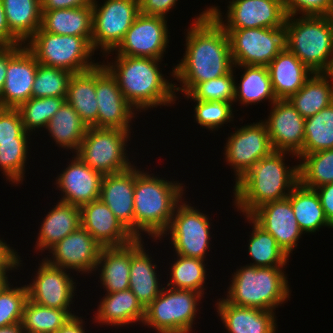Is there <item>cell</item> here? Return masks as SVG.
Wrapping results in <instances>:
<instances>
[{
	"label": "cell",
	"mask_w": 333,
	"mask_h": 333,
	"mask_svg": "<svg viewBox=\"0 0 333 333\" xmlns=\"http://www.w3.org/2000/svg\"><path fill=\"white\" fill-rule=\"evenodd\" d=\"M93 0H41V10L68 9L89 6Z\"/></svg>",
	"instance_id": "53"
},
{
	"label": "cell",
	"mask_w": 333,
	"mask_h": 333,
	"mask_svg": "<svg viewBox=\"0 0 333 333\" xmlns=\"http://www.w3.org/2000/svg\"><path fill=\"white\" fill-rule=\"evenodd\" d=\"M71 75L68 70L39 63L32 87V97H66Z\"/></svg>",
	"instance_id": "45"
},
{
	"label": "cell",
	"mask_w": 333,
	"mask_h": 333,
	"mask_svg": "<svg viewBox=\"0 0 333 333\" xmlns=\"http://www.w3.org/2000/svg\"><path fill=\"white\" fill-rule=\"evenodd\" d=\"M327 16L330 17L333 20V0H330L329 13H328Z\"/></svg>",
	"instance_id": "61"
},
{
	"label": "cell",
	"mask_w": 333,
	"mask_h": 333,
	"mask_svg": "<svg viewBox=\"0 0 333 333\" xmlns=\"http://www.w3.org/2000/svg\"><path fill=\"white\" fill-rule=\"evenodd\" d=\"M216 302L217 314L228 333H276L275 311L240 307L224 298Z\"/></svg>",
	"instance_id": "26"
},
{
	"label": "cell",
	"mask_w": 333,
	"mask_h": 333,
	"mask_svg": "<svg viewBox=\"0 0 333 333\" xmlns=\"http://www.w3.org/2000/svg\"><path fill=\"white\" fill-rule=\"evenodd\" d=\"M299 182L311 189L333 183V149L297 154Z\"/></svg>",
	"instance_id": "40"
},
{
	"label": "cell",
	"mask_w": 333,
	"mask_h": 333,
	"mask_svg": "<svg viewBox=\"0 0 333 333\" xmlns=\"http://www.w3.org/2000/svg\"><path fill=\"white\" fill-rule=\"evenodd\" d=\"M166 288L164 286L161 293L145 308L142 325L152 327L158 333L191 332L203 294L193 290Z\"/></svg>",
	"instance_id": "8"
},
{
	"label": "cell",
	"mask_w": 333,
	"mask_h": 333,
	"mask_svg": "<svg viewBox=\"0 0 333 333\" xmlns=\"http://www.w3.org/2000/svg\"><path fill=\"white\" fill-rule=\"evenodd\" d=\"M70 161L56 177L55 184L63 193L60 202L81 208L99 199L103 175L91 169L77 155L73 154Z\"/></svg>",
	"instance_id": "21"
},
{
	"label": "cell",
	"mask_w": 333,
	"mask_h": 333,
	"mask_svg": "<svg viewBox=\"0 0 333 333\" xmlns=\"http://www.w3.org/2000/svg\"><path fill=\"white\" fill-rule=\"evenodd\" d=\"M179 181H168L141 171L135 166L134 237L142 233L158 240L167 230L176 206L183 201L184 188Z\"/></svg>",
	"instance_id": "4"
},
{
	"label": "cell",
	"mask_w": 333,
	"mask_h": 333,
	"mask_svg": "<svg viewBox=\"0 0 333 333\" xmlns=\"http://www.w3.org/2000/svg\"><path fill=\"white\" fill-rule=\"evenodd\" d=\"M232 69L228 74L213 78L206 82L198 83L188 94H184L188 99L200 101H223L234 102L235 97V77Z\"/></svg>",
	"instance_id": "46"
},
{
	"label": "cell",
	"mask_w": 333,
	"mask_h": 333,
	"mask_svg": "<svg viewBox=\"0 0 333 333\" xmlns=\"http://www.w3.org/2000/svg\"><path fill=\"white\" fill-rule=\"evenodd\" d=\"M187 29L185 53L172 74L188 94L198 83L228 74L234 67L228 34L214 17L197 16Z\"/></svg>",
	"instance_id": "1"
},
{
	"label": "cell",
	"mask_w": 333,
	"mask_h": 333,
	"mask_svg": "<svg viewBox=\"0 0 333 333\" xmlns=\"http://www.w3.org/2000/svg\"><path fill=\"white\" fill-rule=\"evenodd\" d=\"M144 239H135L131 242V264L129 276V289L139 302L146 308L162 291L160 275L157 274V265L152 263V257L146 253Z\"/></svg>",
	"instance_id": "25"
},
{
	"label": "cell",
	"mask_w": 333,
	"mask_h": 333,
	"mask_svg": "<svg viewBox=\"0 0 333 333\" xmlns=\"http://www.w3.org/2000/svg\"><path fill=\"white\" fill-rule=\"evenodd\" d=\"M66 97H31L17 109L20 112L24 130L31 133L46 128L50 119L65 102Z\"/></svg>",
	"instance_id": "43"
},
{
	"label": "cell",
	"mask_w": 333,
	"mask_h": 333,
	"mask_svg": "<svg viewBox=\"0 0 333 333\" xmlns=\"http://www.w3.org/2000/svg\"><path fill=\"white\" fill-rule=\"evenodd\" d=\"M0 333H24L21 324H15L8 327L0 328Z\"/></svg>",
	"instance_id": "59"
},
{
	"label": "cell",
	"mask_w": 333,
	"mask_h": 333,
	"mask_svg": "<svg viewBox=\"0 0 333 333\" xmlns=\"http://www.w3.org/2000/svg\"><path fill=\"white\" fill-rule=\"evenodd\" d=\"M21 262H22V260H20V256L17 254V268H0V290L9 280L7 273H9V271H11V270L18 269L20 266H22Z\"/></svg>",
	"instance_id": "58"
},
{
	"label": "cell",
	"mask_w": 333,
	"mask_h": 333,
	"mask_svg": "<svg viewBox=\"0 0 333 333\" xmlns=\"http://www.w3.org/2000/svg\"><path fill=\"white\" fill-rule=\"evenodd\" d=\"M17 252L0 239V268H17Z\"/></svg>",
	"instance_id": "56"
},
{
	"label": "cell",
	"mask_w": 333,
	"mask_h": 333,
	"mask_svg": "<svg viewBox=\"0 0 333 333\" xmlns=\"http://www.w3.org/2000/svg\"><path fill=\"white\" fill-rule=\"evenodd\" d=\"M97 128L131 130L136 109L125 99L117 80L102 64L95 67ZM133 118V119H132Z\"/></svg>",
	"instance_id": "16"
},
{
	"label": "cell",
	"mask_w": 333,
	"mask_h": 333,
	"mask_svg": "<svg viewBox=\"0 0 333 333\" xmlns=\"http://www.w3.org/2000/svg\"><path fill=\"white\" fill-rule=\"evenodd\" d=\"M284 27L286 48L313 73H326L333 55V20L293 15Z\"/></svg>",
	"instance_id": "6"
},
{
	"label": "cell",
	"mask_w": 333,
	"mask_h": 333,
	"mask_svg": "<svg viewBox=\"0 0 333 333\" xmlns=\"http://www.w3.org/2000/svg\"><path fill=\"white\" fill-rule=\"evenodd\" d=\"M277 99H288L296 93L313 72L286 47L267 65Z\"/></svg>",
	"instance_id": "27"
},
{
	"label": "cell",
	"mask_w": 333,
	"mask_h": 333,
	"mask_svg": "<svg viewBox=\"0 0 333 333\" xmlns=\"http://www.w3.org/2000/svg\"><path fill=\"white\" fill-rule=\"evenodd\" d=\"M224 17L218 6H210L201 17H214L223 29L284 27L287 14L284 0H232L228 1Z\"/></svg>",
	"instance_id": "10"
},
{
	"label": "cell",
	"mask_w": 333,
	"mask_h": 333,
	"mask_svg": "<svg viewBox=\"0 0 333 333\" xmlns=\"http://www.w3.org/2000/svg\"><path fill=\"white\" fill-rule=\"evenodd\" d=\"M24 46V44L0 47V95L5 84L9 60Z\"/></svg>",
	"instance_id": "54"
},
{
	"label": "cell",
	"mask_w": 333,
	"mask_h": 333,
	"mask_svg": "<svg viewBox=\"0 0 333 333\" xmlns=\"http://www.w3.org/2000/svg\"><path fill=\"white\" fill-rule=\"evenodd\" d=\"M83 322V319L76 315L55 333H85Z\"/></svg>",
	"instance_id": "57"
},
{
	"label": "cell",
	"mask_w": 333,
	"mask_h": 333,
	"mask_svg": "<svg viewBox=\"0 0 333 333\" xmlns=\"http://www.w3.org/2000/svg\"><path fill=\"white\" fill-rule=\"evenodd\" d=\"M94 51L101 48L103 56H108L123 40L127 30L140 13L139 0H105L100 6L92 1Z\"/></svg>",
	"instance_id": "12"
},
{
	"label": "cell",
	"mask_w": 333,
	"mask_h": 333,
	"mask_svg": "<svg viewBox=\"0 0 333 333\" xmlns=\"http://www.w3.org/2000/svg\"><path fill=\"white\" fill-rule=\"evenodd\" d=\"M233 67L245 70L241 75L240 83H235L234 103L238 101L239 104L247 106L268 100L272 105L277 100L267 66L238 65Z\"/></svg>",
	"instance_id": "37"
},
{
	"label": "cell",
	"mask_w": 333,
	"mask_h": 333,
	"mask_svg": "<svg viewBox=\"0 0 333 333\" xmlns=\"http://www.w3.org/2000/svg\"><path fill=\"white\" fill-rule=\"evenodd\" d=\"M81 226L79 207L58 201L40 225L36 251L49 250Z\"/></svg>",
	"instance_id": "29"
},
{
	"label": "cell",
	"mask_w": 333,
	"mask_h": 333,
	"mask_svg": "<svg viewBox=\"0 0 333 333\" xmlns=\"http://www.w3.org/2000/svg\"><path fill=\"white\" fill-rule=\"evenodd\" d=\"M328 222L333 226V183L325 184L315 189Z\"/></svg>",
	"instance_id": "52"
},
{
	"label": "cell",
	"mask_w": 333,
	"mask_h": 333,
	"mask_svg": "<svg viewBox=\"0 0 333 333\" xmlns=\"http://www.w3.org/2000/svg\"><path fill=\"white\" fill-rule=\"evenodd\" d=\"M46 129L58 147L71 149V152L75 153L84 139L88 126L78 116L76 110L65 101L50 119Z\"/></svg>",
	"instance_id": "36"
},
{
	"label": "cell",
	"mask_w": 333,
	"mask_h": 333,
	"mask_svg": "<svg viewBox=\"0 0 333 333\" xmlns=\"http://www.w3.org/2000/svg\"><path fill=\"white\" fill-rule=\"evenodd\" d=\"M249 224H253L249 235L248 253L254 262L247 265L255 267L285 266L288 255L279 247L276 239L260 227L250 216H246Z\"/></svg>",
	"instance_id": "38"
},
{
	"label": "cell",
	"mask_w": 333,
	"mask_h": 333,
	"mask_svg": "<svg viewBox=\"0 0 333 333\" xmlns=\"http://www.w3.org/2000/svg\"><path fill=\"white\" fill-rule=\"evenodd\" d=\"M287 16H327L330 0H284Z\"/></svg>",
	"instance_id": "50"
},
{
	"label": "cell",
	"mask_w": 333,
	"mask_h": 333,
	"mask_svg": "<svg viewBox=\"0 0 333 333\" xmlns=\"http://www.w3.org/2000/svg\"><path fill=\"white\" fill-rule=\"evenodd\" d=\"M115 59L112 63L107 60L103 65L115 77L123 96L136 112L175 103L178 97L174 84L161 73L158 66L161 60L123 55H117Z\"/></svg>",
	"instance_id": "3"
},
{
	"label": "cell",
	"mask_w": 333,
	"mask_h": 333,
	"mask_svg": "<svg viewBox=\"0 0 333 333\" xmlns=\"http://www.w3.org/2000/svg\"><path fill=\"white\" fill-rule=\"evenodd\" d=\"M24 45L38 63L62 68L72 74L90 70L99 64L92 61V38L57 35L40 27Z\"/></svg>",
	"instance_id": "7"
},
{
	"label": "cell",
	"mask_w": 333,
	"mask_h": 333,
	"mask_svg": "<svg viewBox=\"0 0 333 333\" xmlns=\"http://www.w3.org/2000/svg\"><path fill=\"white\" fill-rule=\"evenodd\" d=\"M191 205L183 198V202L176 206L167 230L158 240L170 234V244L176 254L207 260L205 258L211 245L209 216Z\"/></svg>",
	"instance_id": "11"
},
{
	"label": "cell",
	"mask_w": 333,
	"mask_h": 333,
	"mask_svg": "<svg viewBox=\"0 0 333 333\" xmlns=\"http://www.w3.org/2000/svg\"><path fill=\"white\" fill-rule=\"evenodd\" d=\"M21 44L10 32L4 8L0 0V47H9Z\"/></svg>",
	"instance_id": "55"
},
{
	"label": "cell",
	"mask_w": 333,
	"mask_h": 333,
	"mask_svg": "<svg viewBox=\"0 0 333 333\" xmlns=\"http://www.w3.org/2000/svg\"><path fill=\"white\" fill-rule=\"evenodd\" d=\"M326 74L329 75L333 79V55H332V60H331L330 66L326 71Z\"/></svg>",
	"instance_id": "60"
},
{
	"label": "cell",
	"mask_w": 333,
	"mask_h": 333,
	"mask_svg": "<svg viewBox=\"0 0 333 333\" xmlns=\"http://www.w3.org/2000/svg\"><path fill=\"white\" fill-rule=\"evenodd\" d=\"M288 198L295 218L302 232L315 233L322 227L333 228L328 222L319 196L315 189L307 188L300 182L291 190Z\"/></svg>",
	"instance_id": "33"
},
{
	"label": "cell",
	"mask_w": 333,
	"mask_h": 333,
	"mask_svg": "<svg viewBox=\"0 0 333 333\" xmlns=\"http://www.w3.org/2000/svg\"><path fill=\"white\" fill-rule=\"evenodd\" d=\"M249 216L270 233L279 247L290 257L304 233L298 226L289 198L264 203Z\"/></svg>",
	"instance_id": "19"
},
{
	"label": "cell",
	"mask_w": 333,
	"mask_h": 333,
	"mask_svg": "<svg viewBox=\"0 0 333 333\" xmlns=\"http://www.w3.org/2000/svg\"><path fill=\"white\" fill-rule=\"evenodd\" d=\"M166 19L139 13L115 49V54L162 60L170 37Z\"/></svg>",
	"instance_id": "15"
},
{
	"label": "cell",
	"mask_w": 333,
	"mask_h": 333,
	"mask_svg": "<svg viewBox=\"0 0 333 333\" xmlns=\"http://www.w3.org/2000/svg\"><path fill=\"white\" fill-rule=\"evenodd\" d=\"M24 130L20 112L17 108L0 107V142L15 141V138H29Z\"/></svg>",
	"instance_id": "49"
},
{
	"label": "cell",
	"mask_w": 333,
	"mask_h": 333,
	"mask_svg": "<svg viewBox=\"0 0 333 333\" xmlns=\"http://www.w3.org/2000/svg\"><path fill=\"white\" fill-rule=\"evenodd\" d=\"M96 312L93 319L95 323L118 327L143 323L145 317V308L130 289L106 293Z\"/></svg>",
	"instance_id": "28"
},
{
	"label": "cell",
	"mask_w": 333,
	"mask_h": 333,
	"mask_svg": "<svg viewBox=\"0 0 333 333\" xmlns=\"http://www.w3.org/2000/svg\"><path fill=\"white\" fill-rule=\"evenodd\" d=\"M130 134L120 129L88 127L74 154L103 176L125 171L134 166L126 152Z\"/></svg>",
	"instance_id": "9"
},
{
	"label": "cell",
	"mask_w": 333,
	"mask_h": 333,
	"mask_svg": "<svg viewBox=\"0 0 333 333\" xmlns=\"http://www.w3.org/2000/svg\"><path fill=\"white\" fill-rule=\"evenodd\" d=\"M286 151H273L257 161L234 186V205L249 216L264 203L281 200L299 183V165L287 166Z\"/></svg>",
	"instance_id": "2"
},
{
	"label": "cell",
	"mask_w": 333,
	"mask_h": 333,
	"mask_svg": "<svg viewBox=\"0 0 333 333\" xmlns=\"http://www.w3.org/2000/svg\"><path fill=\"white\" fill-rule=\"evenodd\" d=\"M305 120L288 99H277L263 121L274 151L297 155L303 149Z\"/></svg>",
	"instance_id": "20"
},
{
	"label": "cell",
	"mask_w": 333,
	"mask_h": 333,
	"mask_svg": "<svg viewBox=\"0 0 333 333\" xmlns=\"http://www.w3.org/2000/svg\"><path fill=\"white\" fill-rule=\"evenodd\" d=\"M28 138H15V141L0 142V169L12 184L23 182L28 156Z\"/></svg>",
	"instance_id": "44"
},
{
	"label": "cell",
	"mask_w": 333,
	"mask_h": 333,
	"mask_svg": "<svg viewBox=\"0 0 333 333\" xmlns=\"http://www.w3.org/2000/svg\"><path fill=\"white\" fill-rule=\"evenodd\" d=\"M288 100L307 119L333 102V79L326 73H313Z\"/></svg>",
	"instance_id": "34"
},
{
	"label": "cell",
	"mask_w": 333,
	"mask_h": 333,
	"mask_svg": "<svg viewBox=\"0 0 333 333\" xmlns=\"http://www.w3.org/2000/svg\"><path fill=\"white\" fill-rule=\"evenodd\" d=\"M171 264L169 282L166 287L193 290L204 295V284L207 279L205 260L180 256Z\"/></svg>",
	"instance_id": "42"
},
{
	"label": "cell",
	"mask_w": 333,
	"mask_h": 333,
	"mask_svg": "<svg viewBox=\"0 0 333 333\" xmlns=\"http://www.w3.org/2000/svg\"><path fill=\"white\" fill-rule=\"evenodd\" d=\"M135 165L125 171L104 175L99 199L134 236Z\"/></svg>",
	"instance_id": "24"
},
{
	"label": "cell",
	"mask_w": 333,
	"mask_h": 333,
	"mask_svg": "<svg viewBox=\"0 0 333 333\" xmlns=\"http://www.w3.org/2000/svg\"><path fill=\"white\" fill-rule=\"evenodd\" d=\"M9 283L8 281L0 290V328L21 324L24 306L28 300L26 285L14 287Z\"/></svg>",
	"instance_id": "47"
},
{
	"label": "cell",
	"mask_w": 333,
	"mask_h": 333,
	"mask_svg": "<svg viewBox=\"0 0 333 333\" xmlns=\"http://www.w3.org/2000/svg\"><path fill=\"white\" fill-rule=\"evenodd\" d=\"M234 132L228 136L223 154L227 165L234 170L236 183L257 161L271 154L274 149L263 120L244 125Z\"/></svg>",
	"instance_id": "14"
},
{
	"label": "cell",
	"mask_w": 333,
	"mask_h": 333,
	"mask_svg": "<svg viewBox=\"0 0 333 333\" xmlns=\"http://www.w3.org/2000/svg\"><path fill=\"white\" fill-rule=\"evenodd\" d=\"M131 243L120 247H103L95 272L100 271V282L106 293L129 289Z\"/></svg>",
	"instance_id": "30"
},
{
	"label": "cell",
	"mask_w": 333,
	"mask_h": 333,
	"mask_svg": "<svg viewBox=\"0 0 333 333\" xmlns=\"http://www.w3.org/2000/svg\"><path fill=\"white\" fill-rule=\"evenodd\" d=\"M234 66H267L285 47V27L224 29Z\"/></svg>",
	"instance_id": "13"
},
{
	"label": "cell",
	"mask_w": 333,
	"mask_h": 333,
	"mask_svg": "<svg viewBox=\"0 0 333 333\" xmlns=\"http://www.w3.org/2000/svg\"><path fill=\"white\" fill-rule=\"evenodd\" d=\"M38 65L36 58L25 45L9 60L0 95V107L18 108L32 97Z\"/></svg>",
	"instance_id": "22"
},
{
	"label": "cell",
	"mask_w": 333,
	"mask_h": 333,
	"mask_svg": "<svg viewBox=\"0 0 333 333\" xmlns=\"http://www.w3.org/2000/svg\"><path fill=\"white\" fill-rule=\"evenodd\" d=\"M80 210L81 226L102 247L125 246L136 239L100 199L83 205Z\"/></svg>",
	"instance_id": "23"
},
{
	"label": "cell",
	"mask_w": 333,
	"mask_h": 333,
	"mask_svg": "<svg viewBox=\"0 0 333 333\" xmlns=\"http://www.w3.org/2000/svg\"><path fill=\"white\" fill-rule=\"evenodd\" d=\"M41 261L33 281L26 285L28 299L42 306L67 310L76 316L70 308L77 291L76 282L66 269L52 266L44 259Z\"/></svg>",
	"instance_id": "17"
},
{
	"label": "cell",
	"mask_w": 333,
	"mask_h": 333,
	"mask_svg": "<svg viewBox=\"0 0 333 333\" xmlns=\"http://www.w3.org/2000/svg\"><path fill=\"white\" fill-rule=\"evenodd\" d=\"M285 266L255 267L245 265L232 274L227 297L235 306L274 311L290 298L291 290Z\"/></svg>",
	"instance_id": "5"
},
{
	"label": "cell",
	"mask_w": 333,
	"mask_h": 333,
	"mask_svg": "<svg viewBox=\"0 0 333 333\" xmlns=\"http://www.w3.org/2000/svg\"><path fill=\"white\" fill-rule=\"evenodd\" d=\"M178 0H139L140 13L166 18L169 10L175 8Z\"/></svg>",
	"instance_id": "51"
},
{
	"label": "cell",
	"mask_w": 333,
	"mask_h": 333,
	"mask_svg": "<svg viewBox=\"0 0 333 333\" xmlns=\"http://www.w3.org/2000/svg\"><path fill=\"white\" fill-rule=\"evenodd\" d=\"M41 28L57 35L92 38L93 7L89 6L42 11Z\"/></svg>",
	"instance_id": "31"
},
{
	"label": "cell",
	"mask_w": 333,
	"mask_h": 333,
	"mask_svg": "<svg viewBox=\"0 0 333 333\" xmlns=\"http://www.w3.org/2000/svg\"><path fill=\"white\" fill-rule=\"evenodd\" d=\"M327 149H333V102L305 120L303 149L298 154Z\"/></svg>",
	"instance_id": "41"
},
{
	"label": "cell",
	"mask_w": 333,
	"mask_h": 333,
	"mask_svg": "<svg viewBox=\"0 0 333 333\" xmlns=\"http://www.w3.org/2000/svg\"><path fill=\"white\" fill-rule=\"evenodd\" d=\"M102 248L91 234L80 226L48 250L52 253L50 258L43 259L52 266L89 274L95 271Z\"/></svg>",
	"instance_id": "18"
},
{
	"label": "cell",
	"mask_w": 333,
	"mask_h": 333,
	"mask_svg": "<svg viewBox=\"0 0 333 333\" xmlns=\"http://www.w3.org/2000/svg\"><path fill=\"white\" fill-rule=\"evenodd\" d=\"M194 105V117L198 125L208 130L218 131L219 128L233 121V103L223 101H200ZM227 122V123H226Z\"/></svg>",
	"instance_id": "48"
},
{
	"label": "cell",
	"mask_w": 333,
	"mask_h": 333,
	"mask_svg": "<svg viewBox=\"0 0 333 333\" xmlns=\"http://www.w3.org/2000/svg\"><path fill=\"white\" fill-rule=\"evenodd\" d=\"M72 317L67 310L42 306L28 299L21 326L24 333H55Z\"/></svg>",
	"instance_id": "39"
},
{
	"label": "cell",
	"mask_w": 333,
	"mask_h": 333,
	"mask_svg": "<svg viewBox=\"0 0 333 333\" xmlns=\"http://www.w3.org/2000/svg\"><path fill=\"white\" fill-rule=\"evenodd\" d=\"M11 34L25 44L41 27V0H1Z\"/></svg>",
	"instance_id": "35"
},
{
	"label": "cell",
	"mask_w": 333,
	"mask_h": 333,
	"mask_svg": "<svg viewBox=\"0 0 333 333\" xmlns=\"http://www.w3.org/2000/svg\"><path fill=\"white\" fill-rule=\"evenodd\" d=\"M65 101L76 110L88 127L97 128L95 67L71 75Z\"/></svg>",
	"instance_id": "32"
}]
</instances>
